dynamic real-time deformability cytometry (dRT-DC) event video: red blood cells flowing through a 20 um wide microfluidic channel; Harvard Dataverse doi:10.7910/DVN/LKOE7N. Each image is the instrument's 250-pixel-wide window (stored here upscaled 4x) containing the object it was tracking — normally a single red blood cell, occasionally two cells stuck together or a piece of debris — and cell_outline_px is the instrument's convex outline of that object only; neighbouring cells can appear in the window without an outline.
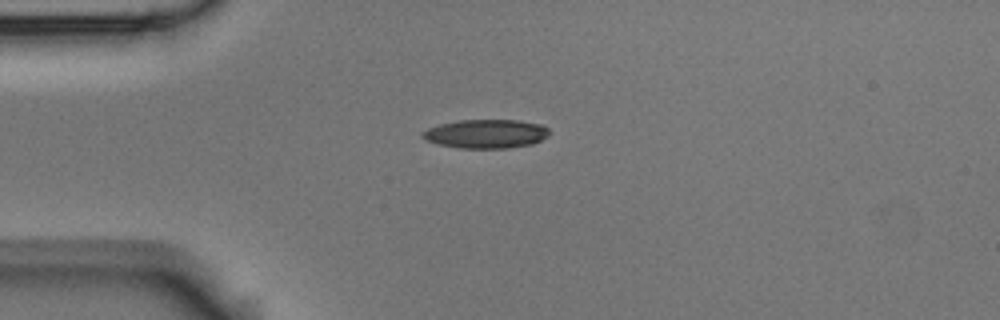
{"species": "Egyptian fruit bat (a non-hibernating species)", "species_latin": "Rousettus aegyptiacus", "temperature_condition": "room temperature", "stored_images_in_passage": 4, "camera_frame_rate_fps": 3000, "um_per_image_px": 0.085, "animal": {"sex": "male"}, "frame": {"image": 1, "passage_image": 3, "time_ms": 0.667, "image_size_px": [1000, 320], "cell_outline_px": [[548, 136], [532, 144], [508, 148], [460, 148], [440, 144], [428, 140], [420, 136], [420, 132], [428, 128], [440, 124], [460, 120], [520, 120], [540, 124], [548, 128]], "centroid_in_image_um": [41.31, 11.37], "position_along_channel_um": 43.7, "area_um2": 21.21}}